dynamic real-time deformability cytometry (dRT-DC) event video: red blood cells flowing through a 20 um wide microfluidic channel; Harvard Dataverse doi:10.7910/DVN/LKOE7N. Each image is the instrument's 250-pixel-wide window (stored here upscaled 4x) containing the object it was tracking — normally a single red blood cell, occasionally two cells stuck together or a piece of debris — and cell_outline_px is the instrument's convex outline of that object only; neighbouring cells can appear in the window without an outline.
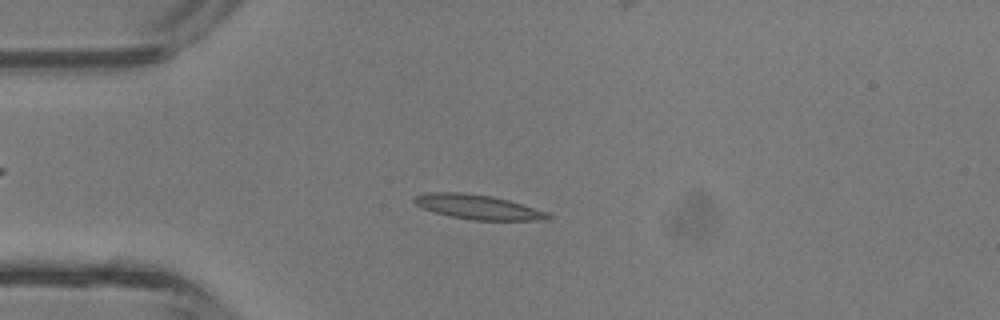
{"species": "common noctule bat (a hibernating species)", "species_latin": "Nyctalus noctula", "temperature_condition": "room temperature", "stored_images_in_passage": 38, "camera_frame_rate_fps": 3000, "um_per_image_px": 0.085, "animal": {"sex": "male", "body_mass_g": 13.3}, "frame": {"image": 1, "passage_image": 5, "time_ms": 1.333, "image_size_px": [1000, 320], "cell_outline_px": [[552, 216], [548, 220], [472, 220], [432, 212], [416, 204], [412, 200], [412, 196], [428, 192], [460, 192], [492, 196], [508, 200], [548, 212]], "centroid_in_image_um": [40.6, 17.59], "position_along_channel_um": 44.4, "area_um2": 19.13}}
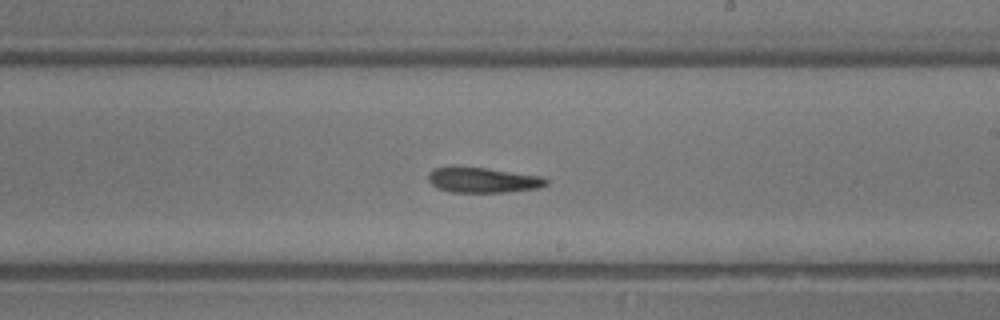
{"frame": {"image": 2, "passage_image": 19, "time_ms": 6.0, "image_size_px": [1000, 320], "cell_outline_px": [[548, 184], [536, 188], [504, 192], [452, 192], [436, 188], [428, 180], [428, 172], [432, 168], [452, 164], [488, 168], [544, 176], [548, 180]], "centroid_in_image_um": [40.97, 15.26], "position_along_channel_um": 248.0, "area_um2": 17.98}}
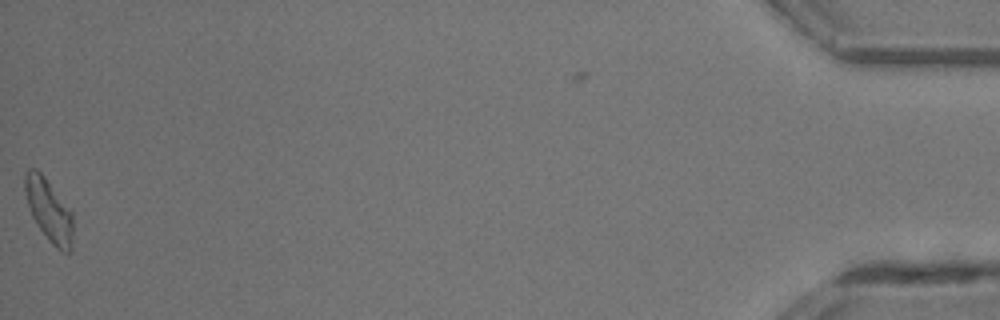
{"frame": {"image": 3, "passage_image": 37, "time_ms": 12.0, "image_size_px": [1000, 320], "cell_outline_px": [[72, 252], [60, 252], [48, 240], [32, 216], [24, 192], [24, 172], [28, 168], [36, 168], [44, 176], [72, 212]], "centroid_in_image_um": [4.15, 17.87], "position_along_channel_um": 431.1, "area_um2": 17.51}, "authors_computed_cell_mechanics": {"area_um2": 17.629, "velocity_mm_per_s": 4.7869, "shape_relaxation_time_tau1_ms": 2.9603, "shape_relaxation_time_tau2_ms": null, "deformation_change_tau1": 0.1543, "deformation_change_tau2": null}}